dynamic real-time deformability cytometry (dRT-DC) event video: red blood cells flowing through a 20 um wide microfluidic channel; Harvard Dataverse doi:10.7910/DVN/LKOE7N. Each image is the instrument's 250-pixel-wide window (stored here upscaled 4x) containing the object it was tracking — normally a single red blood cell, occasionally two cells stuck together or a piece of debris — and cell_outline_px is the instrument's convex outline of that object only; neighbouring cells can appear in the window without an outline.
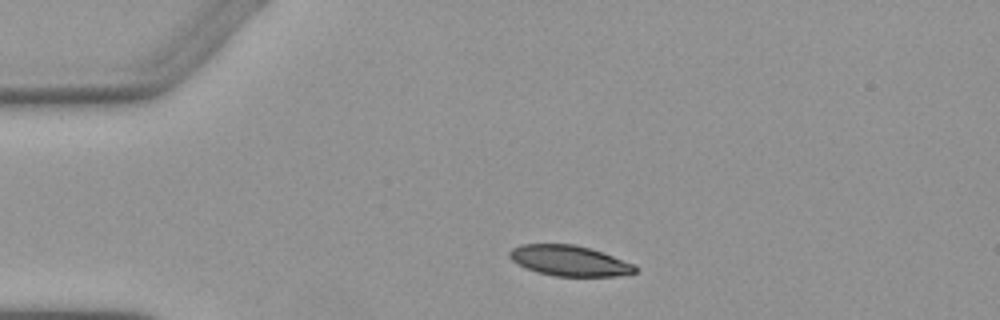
{"species": "Egyptian fruit bat (a non-hibernating species)", "species_latin": "Rousettus aegyptiacus", "temperature_condition": "warm", "stored_images_in_passage": 2, "camera_frame_rate_fps": 3000, "um_per_image_px": 0.085, "animal": {"sex": "female"}, "frame": {"image": 1, "passage_image": 1, "time_ms": 0.0, "image_size_px": [1000, 320], "cell_outline_px": [[640, 268], [636, 272], [616, 276], [556, 276], [536, 272], [524, 268], [516, 264], [508, 256], [508, 252], [512, 248], [520, 244], [572, 244], [604, 252], [636, 264]], "centroid_in_image_um": [48.4, 22.16], "position_along_channel_um": 36.6, "area_um2": 22.66}}